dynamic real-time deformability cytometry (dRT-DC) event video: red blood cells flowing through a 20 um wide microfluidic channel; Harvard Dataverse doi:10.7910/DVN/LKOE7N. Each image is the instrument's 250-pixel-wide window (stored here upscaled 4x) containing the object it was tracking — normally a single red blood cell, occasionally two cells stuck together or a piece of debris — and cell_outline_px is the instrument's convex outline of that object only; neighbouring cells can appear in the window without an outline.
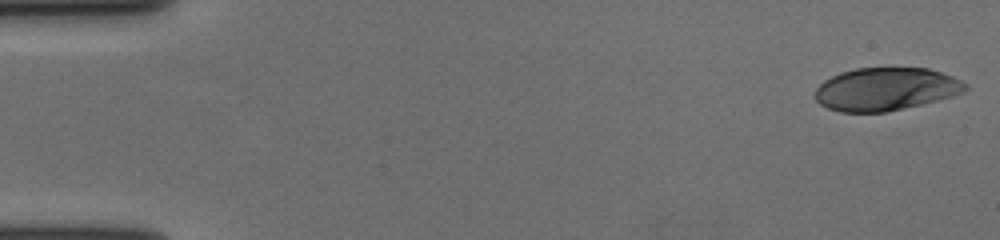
{"species": "human", "species_latin": "Homo sapiens", "temperature_condition": "cold", "stored_images_in_passage": 57, "camera_frame_rate_fps": 3000, "um_per_image_px": 0.085, "donor": {"sex": "female"}, "frame": {"image": 1, "passage_image": 1, "time_ms": 0.0, "image_size_px": [1000, 240], "cell_outline_px": [[968, 88], [964, 92], [952, 96], [920, 104], [884, 112], [840, 112], [828, 108], [820, 104], [816, 100], [816, 88], [824, 80], [840, 72], [856, 68], [928, 68], [952, 76], [968, 84]], "centroid_in_image_um": [75.28, 7.57], "position_along_channel_um": 9.7, "area_um2": 37.34}}
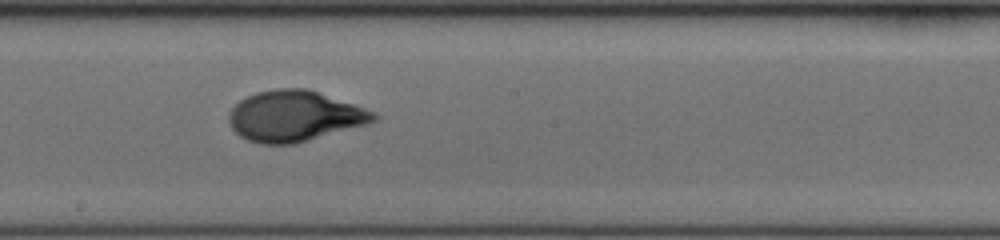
{"frame": {"image": 2, "passage_image": 32, "time_ms": 10.333, "image_size_px": [1000, 240], "cell_outline_px": [[380, 116], [376, 120], [368, 124], [296, 144], [260, 144], [248, 140], [240, 136], [232, 128], [228, 120], [228, 112], [240, 100], [256, 92], [276, 88], [308, 88], [376, 112]], "centroid_in_image_um": [25.05, 9.87], "position_along_channel_um": 223.2, "area_um2": 43.06}}
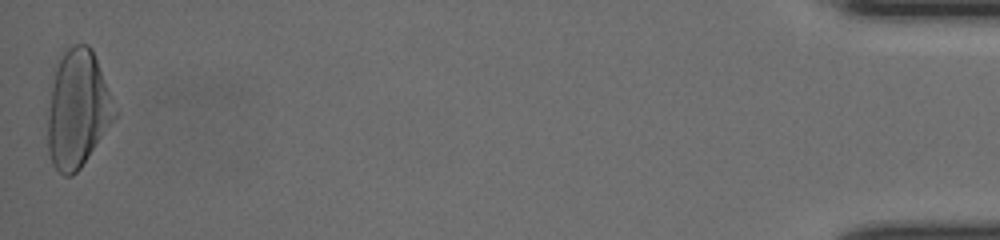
{"frame": {"image": 3, "passage_image": 57, "time_ms": 18.667, "image_size_px": [1000, 240], "cell_outline_px": [[120, 112], [80, 168], [72, 176], [64, 176], [52, 164], [48, 152], [48, 112], [56, 64], [64, 52], [72, 44], [88, 44], [92, 48]], "centroid_in_image_um": [6.64, 9.26], "position_along_channel_um": 428.6, "area_um2": 46.07}, "authors_computed_cell_mechanics": {"area_um2": 41.616, "velocity_mm_per_s": 3.6047, "shape_relaxation_time_tau1_ms": 3.7561, "shape_relaxation_time_tau2_ms": 0.8061, "deformation_change_tau1": 0.1845, "deformation_change_tau2": 0.0554}}